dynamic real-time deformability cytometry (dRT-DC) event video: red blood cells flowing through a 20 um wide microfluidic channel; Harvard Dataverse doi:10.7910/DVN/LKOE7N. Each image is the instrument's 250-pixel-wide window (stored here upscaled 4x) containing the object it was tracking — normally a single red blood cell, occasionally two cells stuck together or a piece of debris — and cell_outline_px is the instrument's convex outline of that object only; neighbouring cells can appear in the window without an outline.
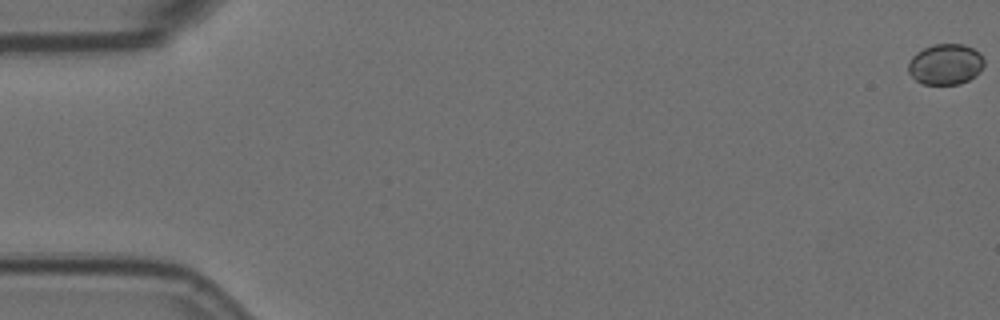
{"species": "Egyptian fruit bat (a non-hibernating species)", "species_latin": "Rousettus aegyptiacus", "temperature_condition": "room temperature", "stored_images_in_passage": 6, "camera_frame_rate_fps": 3000, "um_per_image_px": 0.085, "animal": {"sex": "female"}, "frame": {"image": 1, "passage_image": 1, "time_ms": 0.0, "image_size_px": [1000, 320], "cell_outline_px": [[984, 64], [980, 72], [976, 76], [960, 84], [924, 84], [916, 80], [908, 72], [908, 64], [912, 56], [916, 52], [932, 44], [964, 44], [980, 52], [984, 60]], "centroid_in_image_um": [80.38, 5.46], "position_along_channel_um": 4.6, "area_um2": 18.15}}
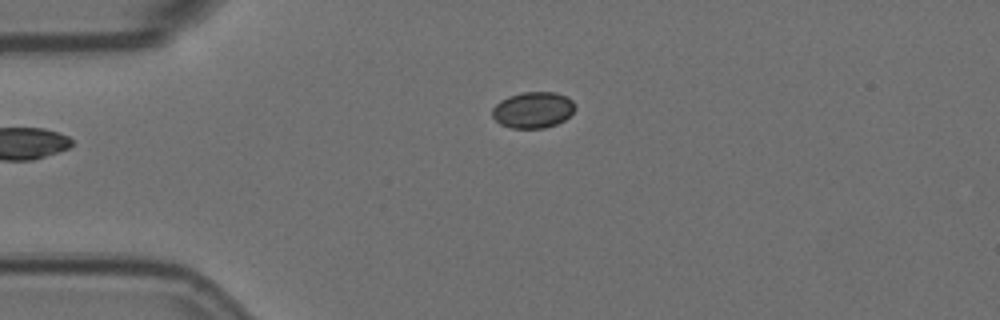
{"frame": {"image": 2, "passage_image": 6, "time_ms": 1.667, "image_size_px": [1000, 320], "cell_outline_px": [[576, 108], [564, 120], [556, 124], [544, 128], [512, 128], [500, 124], [492, 116], [492, 108], [500, 100], [508, 96], [524, 92], [556, 92], [568, 96], [576, 104]], "centroid_in_image_um": [45.32, 9.33], "position_along_channel_um": 39.7, "area_um2": 17.57}}